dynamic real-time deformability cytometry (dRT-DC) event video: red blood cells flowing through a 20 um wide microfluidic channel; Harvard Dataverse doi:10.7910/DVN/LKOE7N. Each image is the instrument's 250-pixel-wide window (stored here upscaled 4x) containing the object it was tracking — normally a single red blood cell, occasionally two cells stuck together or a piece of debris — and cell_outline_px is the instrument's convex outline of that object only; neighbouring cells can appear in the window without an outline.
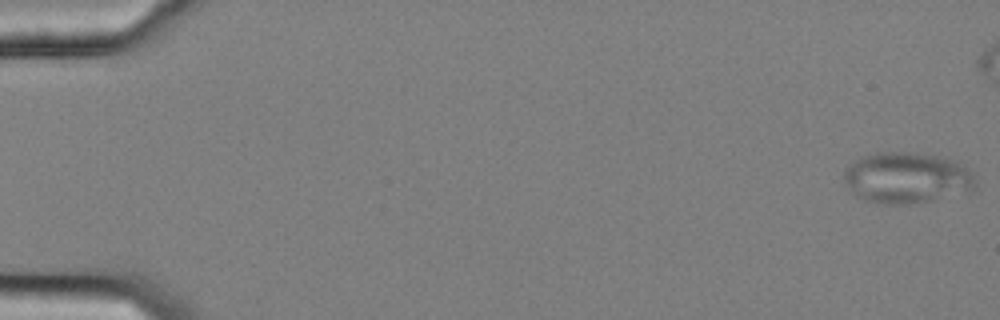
{"species": "common noctule bat (a hibernating species)", "species_latin": "Nyctalus noctula", "temperature_condition": "cold", "stored_images_in_passage": 51, "camera_frame_rate_fps": 3000, "um_per_image_px": 0.085, "animal": {"sex": "female", "body_mass_g": 25.1}, "frame": {"image": 1, "passage_image": 1, "time_ms": 0.0, "image_size_px": [1000, 320], "cell_outline_px": [[976, 184], [972, 192], [932, 200], [908, 204], [880, 204], [864, 200], [856, 196], [844, 180], [844, 168], [852, 160], [860, 156], [876, 152], [908, 152], [944, 156], [952, 160], [964, 168], [972, 176]], "centroid_in_image_um": [77.03, 15.11], "position_along_channel_um": 8.0, "area_um2": 39.36}}
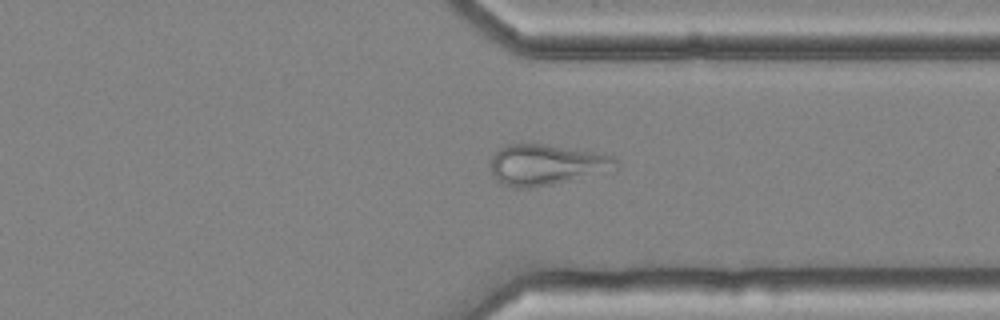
{"frame": {"image": 2, "passage_image": 44, "time_ms": 14.333, "image_size_px": [1000, 320], "cell_outline_px": [[620, 168], [616, 172], [552, 184], [528, 188], [516, 188], [500, 184], [496, 180], [488, 168], [492, 156], [500, 148], [508, 144], [544, 144], [588, 148], [616, 156], [620, 164]], "centroid_in_image_um": [46.59, 13.99], "position_along_channel_um": 364.8, "area_um2": 31.44}}
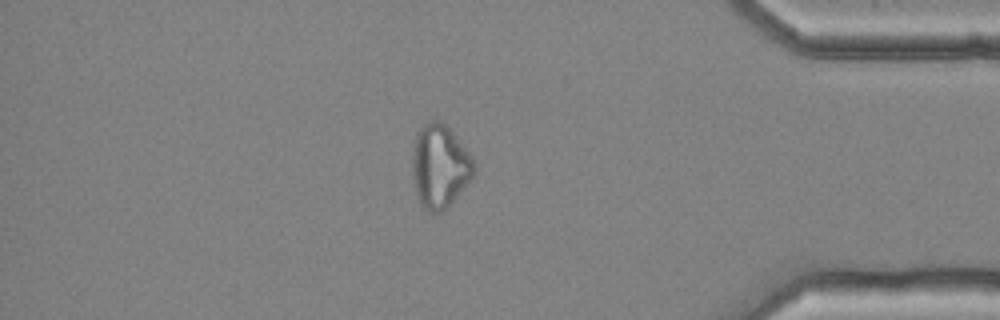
{"frame": {"image": 3, "passage_image": 49, "time_ms": 16.0, "image_size_px": [1000, 320], "cell_outline_px": [[476, 172], [456, 196], [440, 212], [432, 212], [424, 208], [420, 204], [416, 192], [412, 176], [412, 148], [416, 132], [428, 120], [440, 120], [452, 132], [472, 156], [476, 164]], "centroid_in_image_um": [37.35, 14.08], "position_along_channel_um": 397.8, "area_um2": 29.82}}